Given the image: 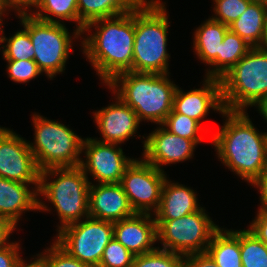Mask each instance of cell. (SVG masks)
<instances>
[{
	"instance_id": "cell-47",
	"label": "cell",
	"mask_w": 267,
	"mask_h": 267,
	"mask_svg": "<svg viewBox=\"0 0 267 267\" xmlns=\"http://www.w3.org/2000/svg\"><path fill=\"white\" fill-rule=\"evenodd\" d=\"M261 241L267 244V237H258Z\"/></svg>"
},
{
	"instance_id": "cell-30",
	"label": "cell",
	"mask_w": 267,
	"mask_h": 267,
	"mask_svg": "<svg viewBox=\"0 0 267 267\" xmlns=\"http://www.w3.org/2000/svg\"><path fill=\"white\" fill-rule=\"evenodd\" d=\"M132 267H184V256L157 247L152 252L134 256Z\"/></svg>"
},
{
	"instance_id": "cell-10",
	"label": "cell",
	"mask_w": 267,
	"mask_h": 267,
	"mask_svg": "<svg viewBox=\"0 0 267 267\" xmlns=\"http://www.w3.org/2000/svg\"><path fill=\"white\" fill-rule=\"evenodd\" d=\"M55 242L72 257L98 267L103 251L113 238V222L86 217L58 231Z\"/></svg>"
},
{
	"instance_id": "cell-7",
	"label": "cell",
	"mask_w": 267,
	"mask_h": 267,
	"mask_svg": "<svg viewBox=\"0 0 267 267\" xmlns=\"http://www.w3.org/2000/svg\"><path fill=\"white\" fill-rule=\"evenodd\" d=\"M34 143H29L39 170L78 167L84 138L60 122L33 115ZM80 157V158H79Z\"/></svg>"
},
{
	"instance_id": "cell-33",
	"label": "cell",
	"mask_w": 267,
	"mask_h": 267,
	"mask_svg": "<svg viewBox=\"0 0 267 267\" xmlns=\"http://www.w3.org/2000/svg\"><path fill=\"white\" fill-rule=\"evenodd\" d=\"M7 73L12 81L26 83L37 78L42 72L34 60H6Z\"/></svg>"
},
{
	"instance_id": "cell-42",
	"label": "cell",
	"mask_w": 267,
	"mask_h": 267,
	"mask_svg": "<svg viewBox=\"0 0 267 267\" xmlns=\"http://www.w3.org/2000/svg\"><path fill=\"white\" fill-rule=\"evenodd\" d=\"M256 107H258L259 113L263 115L262 117L265 118L267 122V97Z\"/></svg>"
},
{
	"instance_id": "cell-37",
	"label": "cell",
	"mask_w": 267,
	"mask_h": 267,
	"mask_svg": "<svg viewBox=\"0 0 267 267\" xmlns=\"http://www.w3.org/2000/svg\"><path fill=\"white\" fill-rule=\"evenodd\" d=\"M257 216L248 228L257 237H267V210L258 209Z\"/></svg>"
},
{
	"instance_id": "cell-25",
	"label": "cell",
	"mask_w": 267,
	"mask_h": 267,
	"mask_svg": "<svg viewBox=\"0 0 267 267\" xmlns=\"http://www.w3.org/2000/svg\"><path fill=\"white\" fill-rule=\"evenodd\" d=\"M228 30L227 25L211 18L196 28L193 42L194 52L206 65H210L217 58L220 44Z\"/></svg>"
},
{
	"instance_id": "cell-5",
	"label": "cell",
	"mask_w": 267,
	"mask_h": 267,
	"mask_svg": "<svg viewBox=\"0 0 267 267\" xmlns=\"http://www.w3.org/2000/svg\"><path fill=\"white\" fill-rule=\"evenodd\" d=\"M50 176L57 178L48 182ZM90 184L88 175L79 166L40 171L38 196H45L55 206L61 224L58 231L89 217Z\"/></svg>"
},
{
	"instance_id": "cell-23",
	"label": "cell",
	"mask_w": 267,
	"mask_h": 267,
	"mask_svg": "<svg viewBox=\"0 0 267 267\" xmlns=\"http://www.w3.org/2000/svg\"><path fill=\"white\" fill-rule=\"evenodd\" d=\"M252 47L239 35L228 30L220 44L217 58L210 64L206 78L221 79Z\"/></svg>"
},
{
	"instance_id": "cell-31",
	"label": "cell",
	"mask_w": 267,
	"mask_h": 267,
	"mask_svg": "<svg viewBox=\"0 0 267 267\" xmlns=\"http://www.w3.org/2000/svg\"><path fill=\"white\" fill-rule=\"evenodd\" d=\"M134 256L113 237L105 247L98 267H132Z\"/></svg>"
},
{
	"instance_id": "cell-21",
	"label": "cell",
	"mask_w": 267,
	"mask_h": 267,
	"mask_svg": "<svg viewBox=\"0 0 267 267\" xmlns=\"http://www.w3.org/2000/svg\"><path fill=\"white\" fill-rule=\"evenodd\" d=\"M143 0H77L79 32L97 19L114 17L134 10Z\"/></svg>"
},
{
	"instance_id": "cell-20",
	"label": "cell",
	"mask_w": 267,
	"mask_h": 267,
	"mask_svg": "<svg viewBox=\"0 0 267 267\" xmlns=\"http://www.w3.org/2000/svg\"><path fill=\"white\" fill-rule=\"evenodd\" d=\"M196 192L167 178L161 192L159 209L153 214L155 220H173L200 210Z\"/></svg>"
},
{
	"instance_id": "cell-36",
	"label": "cell",
	"mask_w": 267,
	"mask_h": 267,
	"mask_svg": "<svg viewBox=\"0 0 267 267\" xmlns=\"http://www.w3.org/2000/svg\"><path fill=\"white\" fill-rule=\"evenodd\" d=\"M184 267H217L215 261L207 253H192L184 256Z\"/></svg>"
},
{
	"instance_id": "cell-16",
	"label": "cell",
	"mask_w": 267,
	"mask_h": 267,
	"mask_svg": "<svg viewBox=\"0 0 267 267\" xmlns=\"http://www.w3.org/2000/svg\"><path fill=\"white\" fill-rule=\"evenodd\" d=\"M116 102L94 113L102 143L121 144L136 134L140 121L136 112L115 95Z\"/></svg>"
},
{
	"instance_id": "cell-19",
	"label": "cell",
	"mask_w": 267,
	"mask_h": 267,
	"mask_svg": "<svg viewBox=\"0 0 267 267\" xmlns=\"http://www.w3.org/2000/svg\"><path fill=\"white\" fill-rule=\"evenodd\" d=\"M30 184L0 177V217L15 227L24 211H50L38 196V188L28 189Z\"/></svg>"
},
{
	"instance_id": "cell-15",
	"label": "cell",
	"mask_w": 267,
	"mask_h": 267,
	"mask_svg": "<svg viewBox=\"0 0 267 267\" xmlns=\"http://www.w3.org/2000/svg\"><path fill=\"white\" fill-rule=\"evenodd\" d=\"M203 87L183 92L176 87L173 96V110L176 113L186 115L201 121L208 115L209 109L219 113L225 111L222 102L221 81L215 78H204Z\"/></svg>"
},
{
	"instance_id": "cell-13",
	"label": "cell",
	"mask_w": 267,
	"mask_h": 267,
	"mask_svg": "<svg viewBox=\"0 0 267 267\" xmlns=\"http://www.w3.org/2000/svg\"><path fill=\"white\" fill-rule=\"evenodd\" d=\"M82 150H85L86 159L81 160L79 167L86 176L90 173L98 184L120 183L134 160L127 158L118 144L102 143L97 138H85Z\"/></svg>"
},
{
	"instance_id": "cell-45",
	"label": "cell",
	"mask_w": 267,
	"mask_h": 267,
	"mask_svg": "<svg viewBox=\"0 0 267 267\" xmlns=\"http://www.w3.org/2000/svg\"><path fill=\"white\" fill-rule=\"evenodd\" d=\"M4 11H9V10L6 9L4 0H0V15H1Z\"/></svg>"
},
{
	"instance_id": "cell-35",
	"label": "cell",
	"mask_w": 267,
	"mask_h": 267,
	"mask_svg": "<svg viewBox=\"0 0 267 267\" xmlns=\"http://www.w3.org/2000/svg\"><path fill=\"white\" fill-rule=\"evenodd\" d=\"M20 244L11 242L9 245L0 249V267H14L16 261L20 257Z\"/></svg>"
},
{
	"instance_id": "cell-28",
	"label": "cell",
	"mask_w": 267,
	"mask_h": 267,
	"mask_svg": "<svg viewBox=\"0 0 267 267\" xmlns=\"http://www.w3.org/2000/svg\"><path fill=\"white\" fill-rule=\"evenodd\" d=\"M161 125L170 133L193 140L197 145L204 139L198 134L202 131L201 124L198 121L176 113L173 109Z\"/></svg>"
},
{
	"instance_id": "cell-22",
	"label": "cell",
	"mask_w": 267,
	"mask_h": 267,
	"mask_svg": "<svg viewBox=\"0 0 267 267\" xmlns=\"http://www.w3.org/2000/svg\"><path fill=\"white\" fill-rule=\"evenodd\" d=\"M206 252L217 267H242L240 231L219 228L212 236Z\"/></svg>"
},
{
	"instance_id": "cell-29",
	"label": "cell",
	"mask_w": 267,
	"mask_h": 267,
	"mask_svg": "<svg viewBox=\"0 0 267 267\" xmlns=\"http://www.w3.org/2000/svg\"><path fill=\"white\" fill-rule=\"evenodd\" d=\"M5 42H7L6 46L2 45L4 60H34V48L25 28L9 38L3 35V43Z\"/></svg>"
},
{
	"instance_id": "cell-8",
	"label": "cell",
	"mask_w": 267,
	"mask_h": 267,
	"mask_svg": "<svg viewBox=\"0 0 267 267\" xmlns=\"http://www.w3.org/2000/svg\"><path fill=\"white\" fill-rule=\"evenodd\" d=\"M21 25L30 36L34 48V61L41 72L50 79L65 70V64L72 50V39L62 23L45 22L29 13L17 14Z\"/></svg>"
},
{
	"instance_id": "cell-12",
	"label": "cell",
	"mask_w": 267,
	"mask_h": 267,
	"mask_svg": "<svg viewBox=\"0 0 267 267\" xmlns=\"http://www.w3.org/2000/svg\"><path fill=\"white\" fill-rule=\"evenodd\" d=\"M0 177L39 188L40 170L27 140L1 126Z\"/></svg>"
},
{
	"instance_id": "cell-46",
	"label": "cell",
	"mask_w": 267,
	"mask_h": 267,
	"mask_svg": "<svg viewBox=\"0 0 267 267\" xmlns=\"http://www.w3.org/2000/svg\"><path fill=\"white\" fill-rule=\"evenodd\" d=\"M252 2H256V3H262L267 5V0H251Z\"/></svg>"
},
{
	"instance_id": "cell-18",
	"label": "cell",
	"mask_w": 267,
	"mask_h": 267,
	"mask_svg": "<svg viewBox=\"0 0 267 267\" xmlns=\"http://www.w3.org/2000/svg\"><path fill=\"white\" fill-rule=\"evenodd\" d=\"M113 237L135 256L152 252L157 248L152 247L157 241L156 220L149 213H136L113 222Z\"/></svg>"
},
{
	"instance_id": "cell-41",
	"label": "cell",
	"mask_w": 267,
	"mask_h": 267,
	"mask_svg": "<svg viewBox=\"0 0 267 267\" xmlns=\"http://www.w3.org/2000/svg\"><path fill=\"white\" fill-rule=\"evenodd\" d=\"M40 255V256H39ZM14 267H47L46 260L44 255L38 254L37 258L34 259L31 263H26L25 260L20 256L16 261Z\"/></svg>"
},
{
	"instance_id": "cell-34",
	"label": "cell",
	"mask_w": 267,
	"mask_h": 267,
	"mask_svg": "<svg viewBox=\"0 0 267 267\" xmlns=\"http://www.w3.org/2000/svg\"><path fill=\"white\" fill-rule=\"evenodd\" d=\"M42 254L45 257L47 267H91L69 255L55 241Z\"/></svg>"
},
{
	"instance_id": "cell-24",
	"label": "cell",
	"mask_w": 267,
	"mask_h": 267,
	"mask_svg": "<svg viewBox=\"0 0 267 267\" xmlns=\"http://www.w3.org/2000/svg\"><path fill=\"white\" fill-rule=\"evenodd\" d=\"M266 11L267 5L252 2L241 16L228 26V29L239 35L251 47L262 48Z\"/></svg>"
},
{
	"instance_id": "cell-4",
	"label": "cell",
	"mask_w": 267,
	"mask_h": 267,
	"mask_svg": "<svg viewBox=\"0 0 267 267\" xmlns=\"http://www.w3.org/2000/svg\"><path fill=\"white\" fill-rule=\"evenodd\" d=\"M165 2L143 0L135 8L132 72L169 74L167 33L169 20Z\"/></svg>"
},
{
	"instance_id": "cell-26",
	"label": "cell",
	"mask_w": 267,
	"mask_h": 267,
	"mask_svg": "<svg viewBox=\"0 0 267 267\" xmlns=\"http://www.w3.org/2000/svg\"><path fill=\"white\" fill-rule=\"evenodd\" d=\"M36 12L29 13L31 16L45 21L61 23V20L75 21L77 27L74 30L72 39H77L82 33L79 32V15L77 0H40L35 6ZM55 16L56 19L52 18ZM59 18V19H58ZM58 19V20H57Z\"/></svg>"
},
{
	"instance_id": "cell-9",
	"label": "cell",
	"mask_w": 267,
	"mask_h": 267,
	"mask_svg": "<svg viewBox=\"0 0 267 267\" xmlns=\"http://www.w3.org/2000/svg\"><path fill=\"white\" fill-rule=\"evenodd\" d=\"M200 210L173 220H156L157 241L162 249L181 254L206 252L213 234L220 228Z\"/></svg>"
},
{
	"instance_id": "cell-2",
	"label": "cell",
	"mask_w": 267,
	"mask_h": 267,
	"mask_svg": "<svg viewBox=\"0 0 267 267\" xmlns=\"http://www.w3.org/2000/svg\"><path fill=\"white\" fill-rule=\"evenodd\" d=\"M212 143L218 158L241 179L252 183L267 168V132L254 127L246 111H227Z\"/></svg>"
},
{
	"instance_id": "cell-44",
	"label": "cell",
	"mask_w": 267,
	"mask_h": 267,
	"mask_svg": "<svg viewBox=\"0 0 267 267\" xmlns=\"http://www.w3.org/2000/svg\"><path fill=\"white\" fill-rule=\"evenodd\" d=\"M5 12H6V11H4V12L0 15V44L3 43V30H2V25H3V24H2V22H3L2 19H3V18H2V16L5 15ZM1 34H2V35H1Z\"/></svg>"
},
{
	"instance_id": "cell-39",
	"label": "cell",
	"mask_w": 267,
	"mask_h": 267,
	"mask_svg": "<svg viewBox=\"0 0 267 267\" xmlns=\"http://www.w3.org/2000/svg\"><path fill=\"white\" fill-rule=\"evenodd\" d=\"M40 0H4L6 9H13L21 13H28L30 7H35ZM28 9V10H27Z\"/></svg>"
},
{
	"instance_id": "cell-40",
	"label": "cell",
	"mask_w": 267,
	"mask_h": 267,
	"mask_svg": "<svg viewBox=\"0 0 267 267\" xmlns=\"http://www.w3.org/2000/svg\"><path fill=\"white\" fill-rule=\"evenodd\" d=\"M16 229V227L7 219L0 217V249L9 245V236Z\"/></svg>"
},
{
	"instance_id": "cell-38",
	"label": "cell",
	"mask_w": 267,
	"mask_h": 267,
	"mask_svg": "<svg viewBox=\"0 0 267 267\" xmlns=\"http://www.w3.org/2000/svg\"><path fill=\"white\" fill-rule=\"evenodd\" d=\"M260 190V202L261 206L259 209L267 210V168L251 183Z\"/></svg>"
},
{
	"instance_id": "cell-14",
	"label": "cell",
	"mask_w": 267,
	"mask_h": 267,
	"mask_svg": "<svg viewBox=\"0 0 267 267\" xmlns=\"http://www.w3.org/2000/svg\"><path fill=\"white\" fill-rule=\"evenodd\" d=\"M143 143L144 160L161 171H164L163 165L192 158L197 145L193 140L170 133L162 125L149 133Z\"/></svg>"
},
{
	"instance_id": "cell-1",
	"label": "cell",
	"mask_w": 267,
	"mask_h": 267,
	"mask_svg": "<svg viewBox=\"0 0 267 267\" xmlns=\"http://www.w3.org/2000/svg\"><path fill=\"white\" fill-rule=\"evenodd\" d=\"M94 34L82 38L83 54L91 62L102 83H109L117 74L131 71L135 36V9L114 17L88 23L84 32Z\"/></svg>"
},
{
	"instance_id": "cell-32",
	"label": "cell",
	"mask_w": 267,
	"mask_h": 267,
	"mask_svg": "<svg viewBox=\"0 0 267 267\" xmlns=\"http://www.w3.org/2000/svg\"><path fill=\"white\" fill-rule=\"evenodd\" d=\"M215 3V16L211 19L221 22L229 26L232 22L238 19L239 16L252 3L251 0H213Z\"/></svg>"
},
{
	"instance_id": "cell-17",
	"label": "cell",
	"mask_w": 267,
	"mask_h": 267,
	"mask_svg": "<svg viewBox=\"0 0 267 267\" xmlns=\"http://www.w3.org/2000/svg\"><path fill=\"white\" fill-rule=\"evenodd\" d=\"M132 208L120 183L90 184L89 216L95 219L117 222L132 217Z\"/></svg>"
},
{
	"instance_id": "cell-27",
	"label": "cell",
	"mask_w": 267,
	"mask_h": 267,
	"mask_svg": "<svg viewBox=\"0 0 267 267\" xmlns=\"http://www.w3.org/2000/svg\"><path fill=\"white\" fill-rule=\"evenodd\" d=\"M242 267H267V244L249 229L240 230Z\"/></svg>"
},
{
	"instance_id": "cell-11",
	"label": "cell",
	"mask_w": 267,
	"mask_h": 267,
	"mask_svg": "<svg viewBox=\"0 0 267 267\" xmlns=\"http://www.w3.org/2000/svg\"><path fill=\"white\" fill-rule=\"evenodd\" d=\"M167 176L144 159H134L126 168L120 184L136 213H155Z\"/></svg>"
},
{
	"instance_id": "cell-6",
	"label": "cell",
	"mask_w": 267,
	"mask_h": 267,
	"mask_svg": "<svg viewBox=\"0 0 267 267\" xmlns=\"http://www.w3.org/2000/svg\"><path fill=\"white\" fill-rule=\"evenodd\" d=\"M227 111H245L267 97V49L252 47L221 79Z\"/></svg>"
},
{
	"instance_id": "cell-3",
	"label": "cell",
	"mask_w": 267,
	"mask_h": 267,
	"mask_svg": "<svg viewBox=\"0 0 267 267\" xmlns=\"http://www.w3.org/2000/svg\"><path fill=\"white\" fill-rule=\"evenodd\" d=\"M106 85L136 112L140 122L147 120L161 125L173 109L177 85L169 79V74L126 71Z\"/></svg>"
},
{
	"instance_id": "cell-43",
	"label": "cell",
	"mask_w": 267,
	"mask_h": 267,
	"mask_svg": "<svg viewBox=\"0 0 267 267\" xmlns=\"http://www.w3.org/2000/svg\"><path fill=\"white\" fill-rule=\"evenodd\" d=\"M262 48L267 49V11L265 14V21H264Z\"/></svg>"
}]
</instances>
